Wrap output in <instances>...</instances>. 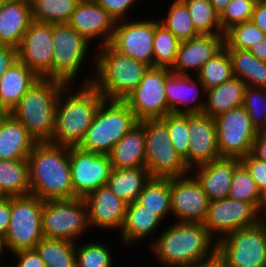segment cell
I'll return each mask as SVG.
<instances>
[{
  "label": "cell",
  "mask_w": 266,
  "mask_h": 267,
  "mask_svg": "<svg viewBox=\"0 0 266 267\" xmlns=\"http://www.w3.org/2000/svg\"><path fill=\"white\" fill-rule=\"evenodd\" d=\"M173 222L148 244L158 265L193 267L216 257L217 241L203 223Z\"/></svg>",
  "instance_id": "1"
},
{
  "label": "cell",
  "mask_w": 266,
  "mask_h": 267,
  "mask_svg": "<svg viewBox=\"0 0 266 267\" xmlns=\"http://www.w3.org/2000/svg\"><path fill=\"white\" fill-rule=\"evenodd\" d=\"M27 161L30 194L42 201L74 198L68 146L37 142Z\"/></svg>",
  "instance_id": "2"
},
{
  "label": "cell",
  "mask_w": 266,
  "mask_h": 267,
  "mask_svg": "<svg viewBox=\"0 0 266 267\" xmlns=\"http://www.w3.org/2000/svg\"><path fill=\"white\" fill-rule=\"evenodd\" d=\"M103 99L91 84L67 85L59 94L54 135L50 142L68 147L79 146Z\"/></svg>",
  "instance_id": "3"
},
{
  "label": "cell",
  "mask_w": 266,
  "mask_h": 267,
  "mask_svg": "<svg viewBox=\"0 0 266 267\" xmlns=\"http://www.w3.org/2000/svg\"><path fill=\"white\" fill-rule=\"evenodd\" d=\"M150 66L125 56L109 44L94 50L91 85L109 100H124L141 82Z\"/></svg>",
  "instance_id": "4"
},
{
  "label": "cell",
  "mask_w": 266,
  "mask_h": 267,
  "mask_svg": "<svg viewBox=\"0 0 266 267\" xmlns=\"http://www.w3.org/2000/svg\"><path fill=\"white\" fill-rule=\"evenodd\" d=\"M67 85L60 80L40 78L10 111L36 142L52 140L59 94Z\"/></svg>",
  "instance_id": "5"
},
{
  "label": "cell",
  "mask_w": 266,
  "mask_h": 267,
  "mask_svg": "<svg viewBox=\"0 0 266 267\" xmlns=\"http://www.w3.org/2000/svg\"><path fill=\"white\" fill-rule=\"evenodd\" d=\"M52 38V79L63 81L68 85L76 83L79 76L78 74H80L81 71H85L82 69L86 66V60L89 58L90 54L89 59H92L88 61L87 66L90 67L91 65L92 73L91 75H84L86 77L83 78V82H80V84H91L94 75L95 50L93 49L92 44L84 39L68 23L52 24ZM92 49L93 52L91 51Z\"/></svg>",
  "instance_id": "6"
},
{
  "label": "cell",
  "mask_w": 266,
  "mask_h": 267,
  "mask_svg": "<svg viewBox=\"0 0 266 267\" xmlns=\"http://www.w3.org/2000/svg\"><path fill=\"white\" fill-rule=\"evenodd\" d=\"M137 122L134 113L123 100L103 99L79 147L86 151L109 154Z\"/></svg>",
  "instance_id": "7"
},
{
  "label": "cell",
  "mask_w": 266,
  "mask_h": 267,
  "mask_svg": "<svg viewBox=\"0 0 266 267\" xmlns=\"http://www.w3.org/2000/svg\"><path fill=\"white\" fill-rule=\"evenodd\" d=\"M41 224L45 238L81 241V236L91 230L86 200L75 197L43 201Z\"/></svg>",
  "instance_id": "8"
},
{
  "label": "cell",
  "mask_w": 266,
  "mask_h": 267,
  "mask_svg": "<svg viewBox=\"0 0 266 267\" xmlns=\"http://www.w3.org/2000/svg\"><path fill=\"white\" fill-rule=\"evenodd\" d=\"M216 257L224 267H266V225L258 223L219 239Z\"/></svg>",
  "instance_id": "9"
},
{
  "label": "cell",
  "mask_w": 266,
  "mask_h": 267,
  "mask_svg": "<svg viewBox=\"0 0 266 267\" xmlns=\"http://www.w3.org/2000/svg\"><path fill=\"white\" fill-rule=\"evenodd\" d=\"M145 167L151 178H173L190 173L171 143L167 126L160 119L143 120Z\"/></svg>",
  "instance_id": "10"
},
{
  "label": "cell",
  "mask_w": 266,
  "mask_h": 267,
  "mask_svg": "<svg viewBox=\"0 0 266 267\" xmlns=\"http://www.w3.org/2000/svg\"><path fill=\"white\" fill-rule=\"evenodd\" d=\"M43 201L35 195L11 196V222L5 235L8 252L34 249L42 240Z\"/></svg>",
  "instance_id": "11"
},
{
  "label": "cell",
  "mask_w": 266,
  "mask_h": 267,
  "mask_svg": "<svg viewBox=\"0 0 266 267\" xmlns=\"http://www.w3.org/2000/svg\"><path fill=\"white\" fill-rule=\"evenodd\" d=\"M170 73L168 68L150 67L140 84L123 100L137 121L161 119L170 113L164 91L165 80Z\"/></svg>",
  "instance_id": "12"
},
{
  "label": "cell",
  "mask_w": 266,
  "mask_h": 267,
  "mask_svg": "<svg viewBox=\"0 0 266 267\" xmlns=\"http://www.w3.org/2000/svg\"><path fill=\"white\" fill-rule=\"evenodd\" d=\"M217 145L221 157L241 158L251 153L258 134L243 106L219 114L215 118Z\"/></svg>",
  "instance_id": "13"
},
{
  "label": "cell",
  "mask_w": 266,
  "mask_h": 267,
  "mask_svg": "<svg viewBox=\"0 0 266 267\" xmlns=\"http://www.w3.org/2000/svg\"><path fill=\"white\" fill-rule=\"evenodd\" d=\"M69 164L74 198H85L106 185L113 169L108 154L86 151L79 146L69 147Z\"/></svg>",
  "instance_id": "14"
},
{
  "label": "cell",
  "mask_w": 266,
  "mask_h": 267,
  "mask_svg": "<svg viewBox=\"0 0 266 267\" xmlns=\"http://www.w3.org/2000/svg\"><path fill=\"white\" fill-rule=\"evenodd\" d=\"M154 33V19L120 20L115 24L109 45L120 54L153 67Z\"/></svg>",
  "instance_id": "15"
},
{
  "label": "cell",
  "mask_w": 266,
  "mask_h": 267,
  "mask_svg": "<svg viewBox=\"0 0 266 267\" xmlns=\"http://www.w3.org/2000/svg\"><path fill=\"white\" fill-rule=\"evenodd\" d=\"M259 223L258 209L251 203L230 198L210 201L203 225L218 241L227 234Z\"/></svg>",
  "instance_id": "16"
},
{
  "label": "cell",
  "mask_w": 266,
  "mask_h": 267,
  "mask_svg": "<svg viewBox=\"0 0 266 267\" xmlns=\"http://www.w3.org/2000/svg\"><path fill=\"white\" fill-rule=\"evenodd\" d=\"M170 190L171 212L175 222L205 221L210 200L192 174L170 178Z\"/></svg>",
  "instance_id": "17"
},
{
  "label": "cell",
  "mask_w": 266,
  "mask_h": 267,
  "mask_svg": "<svg viewBox=\"0 0 266 267\" xmlns=\"http://www.w3.org/2000/svg\"><path fill=\"white\" fill-rule=\"evenodd\" d=\"M52 24L33 21L17 48V60L40 78L52 79Z\"/></svg>",
  "instance_id": "18"
},
{
  "label": "cell",
  "mask_w": 266,
  "mask_h": 267,
  "mask_svg": "<svg viewBox=\"0 0 266 267\" xmlns=\"http://www.w3.org/2000/svg\"><path fill=\"white\" fill-rule=\"evenodd\" d=\"M68 24L90 44L105 46L110 43L116 20L96 1H79ZM97 39V40H96Z\"/></svg>",
  "instance_id": "19"
},
{
  "label": "cell",
  "mask_w": 266,
  "mask_h": 267,
  "mask_svg": "<svg viewBox=\"0 0 266 267\" xmlns=\"http://www.w3.org/2000/svg\"><path fill=\"white\" fill-rule=\"evenodd\" d=\"M193 77L173 72L167 76L164 91L170 113L203 114L206 90L197 76Z\"/></svg>",
  "instance_id": "20"
},
{
  "label": "cell",
  "mask_w": 266,
  "mask_h": 267,
  "mask_svg": "<svg viewBox=\"0 0 266 267\" xmlns=\"http://www.w3.org/2000/svg\"><path fill=\"white\" fill-rule=\"evenodd\" d=\"M191 135L188 150V170L220 158L215 119L205 114H188Z\"/></svg>",
  "instance_id": "21"
},
{
  "label": "cell",
  "mask_w": 266,
  "mask_h": 267,
  "mask_svg": "<svg viewBox=\"0 0 266 267\" xmlns=\"http://www.w3.org/2000/svg\"><path fill=\"white\" fill-rule=\"evenodd\" d=\"M88 223L92 229L120 231L126 216L127 203L119 199L107 185L92 191L85 198ZM95 226V227H94Z\"/></svg>",
  "instance_id": "22"
},
{
  "label": "cell",
  "mask_w": 266,
  "mask_h": 267,
  "mask_svg": "<svg viewBox=\"0 0 266 267\" xmlns=\"http://www.w3.org/2000/svg\"><path fill=\"white\" fill-rule=\"evenodd\" d=\"M224 46V35H202L181 41L171 72L196 76L204 63ZM192 72V73H190Z\"/></svg>",
  "instance_id": "23"
},
{
  "label": "cell",
  "mask_w": 266,
  "mask_h": 267,
  "mask_svg": "<svg viewBox=\"0 0 266 267\" xmlns=\"http://www.w3.org/2000/svg\"><path fill=\"white\" fill-rule=\"evenodd\" d=\"M239 164V158L220 157L208 164L195 167L190 173L199 182L209 200L215 201L228 197L232 177Z\"/></svg>",
  "instance_id": "24"
},
{
  "label": "cell",
  "mask_w": 266,
  "mask_h": 267,
  "mask_svg": "<svg viewBox=\"0 0 266 267\" xmlns=\"http://www.w3.org/2000/svg\"><path fill=\"white\" fill-rule=\"evenodd\" d=\"M33 22L30 0H7L0 7V45L18 48Z\"/></svg>",
  "instance_id": "25"
},
{
  "label": "cell",
  "mask_w": 266,
  "mask_h": 267,
  "mask_svg": "<svg viewBox=\"0 0 266 267\" xmlns=\"http://www.w3.org/2000/svg\"><path fill=\"white\" fill-rule=\"evenodd\" d=\"M164 223L156 214L146 209L137 201L127 205L124 224L118 232L121 245L134 247L141 241L151 237L150 244L154 241L152 234H157V229ZM151 235V236H150ZM135 243V244H134Z\"/></svg>",
  "instance_id": "26"
},
{
  "label": "cell",
  "mask_w": 266,
  "mask_h": 267,
  "mask_svg": "<svg viewBox=\"0 0 266 267\" xmlns=\"http://www.w3.org/2000/svg\"><path fill=\"white\" fill-rule=\"evenodd\" d=\"M36 143L10 113L0 117V160L27 159Z\"/></svg>",
  "instance_id": "27"
},
{
  "label": "cell",
  "mask_w": 266,
  "mask_h": 267,
  "mask_svg": "<svg viewBox=\"0 0 266 267\" xmlns=\"http://www.w3.org/2000/svg\"><path fill=\"white\" fill-rule=\"evenodd\" d=\"M39 79L40 77L27 65L15 61L0 77V109L4 113H10Z\"/></svg>",
  "instance_id": "28"
},
{
  "label": "cell",
  "mask_w": 266,
  "mask_h": 267,
  "mask_svg": "<svg viewBox=\"0 0 266 267\" xmlns=\"http://www.w3.org/2000/svg\"><path fill=\"white\" fill-rule=\"evenodd\" d=\"M112 168L145 167V134L143 120L133 127L113 146L108 154Z\"/></svg>",
  "instance_id": "29"
},
{
  "label": "cell",
  "mask_w": 266,
  "mask_h": 267,
  "mask_svg": "<svg viewBox=\"0 0 266 267\" xmlns=\"http://www.w3.org/2000/svg\"><path fill=\"white\" fill-rule=\"evenodd\" d=\"M246 87L247 85L240 78L233 77L207 90L203 114L215 118L219 114L242 106Z\"/></svg>",
  "instance_id": "30"
},
{
  "label": "cell",
  "mask_w": 266,
  "mask_h": 267,
  "mask_svg": "<svg viewBox=\"0 0 266 267\" xmlns=\"http://www.w3.org/2000/svg\"><path fill=\"white\" fill-rule=\"evenodd\" d=\"M150 178L146 167L113 168L106 185L119 199L131 204L137 201L144 185Z\"/></svg>",
  "instance_id": "31"
},
{
  "label": "cell",
  "mask_w": 266,
  "mask_h": 267,
  "mask_svg": "<svg viewBox=\"0 0 266 267\" xmlns=\"http://www.w3.org/2000/svg\"><path fill=\"white\" fill-rule=\"evenodd\" d=\"M231 59L233 75L247 86L266 89V62L248 50L226 49Z\"/></svg>",
  "instance_id": "32"
},
{
  "label": "cell",
  "mask_w": 266,
  "mask_h": 267,
  "mask_svg": "<svg viewBox=\"0 0 266 267\" xmlns=\"http://www.w3.org/2000/svg\"><path fill=\"white\" fill-rule=\"evenodd\" d=\"M30 194L27 159L0 160V195L3 197Z\"/></svg>",
  "instance_id": "33"
},
{
  "label": "cell",
  "mask_w": 266,
  "mask_h": 267,
  "mask_svg": "<svg viewBox=\"0 0 266 267\" xmlns=\"http://www.w3.org/2000/svg\"><path fill=\"white\" fill-rule=\"evenodd\" d=\"M137 202L156 214L163 222L167 216L172 217L170 178H150Z\"/></svg>",
  "instance_id": "34"
},
{
  "label": "cell",
  "mask_w": 266,
  "mask_h": 267,
  "mask_svg": "<svg viewBox=\"0 0 266 267\" xmlns=\"http://www.w3.org/2000/svg\"><path fill=\"white\" fill-rule=\"evenodd\" d=\"M34 249L45 267H76L75 242L43 237Z\"/></svg>",
  "instance_id": "35"
},
{
  "label": "cell",
  "mask_w": 266,
  "mask_h": 267,
  "mask_svg": "<svg viewBox=\"0 0 266 267\" xmlns=\"http://www.w3.org/2000/svg\"><path fill=\"white\" fill-rule=\"evenodd\" d=\"M181 41L155 19L153 40V67L172 69L176 62Z\"/></svg>",
  "instance_id": "36"
},
{
  "label": "cell",
  "mask_w": 266,
  "mask_h": 267,
  "mask_svg": "<svg viewBox=\"0 0 266 267\" xmlns=\"http://www.w3.org/2000/svg\"><path fill=\"white\" fill-rule=\"evenodd\" d=\"M80 0H30L33 21L68 23Z\"/></svg>",
  "instance_id": "37"
},
{
  "label": "cell",
  "mask_w": 266,
  "mask_h": 267,
  "mask_svg": "<svg viewBox=\"0 0 266 267\" xmlns=\"http://www.w3.org/2000/svg\"><path fill=\"white\" fill-rule=\"evenodd\" d=\"M196 76L206 91L231 80L234 75L228 51L223 47L204 63Z\"/></svg>",
  "instance_id": "38"
},
{
  "label": "cell",
  "mask_w": 266,
  "mask_h": 267,
  "mask_svg": "<svg viewBox=\"0 0 266 267\" xmlns=\"http://www.w3.org/2000/svg\"><path fill=\"white\" fill-rule=\"evenodd\" d=\"M188 8L191 20L199 34L224 35L219 14L209 0H182Z\"/></svg>",
  "instance_id": "39"
},
{
  "label": "cell",
  "mask_w": 266,
  "mask_h": 267,
  "mask_svg": "<svg viewBox=\"0 0 266 267\" xmlns=\"http://www.w3.org/2000/svg\"><path fill=\"white\" fill-rule=\"evenodd\" d=\"M167 15L159 19L180 41L189 40L200 34L196 31L188 8L182 0H173L167 9Z\"/></svg>",
  "instance_id": "40"
},
{
  "label": "cell",
  "mask_w": 266,
  "mask_h": 267,
  "mask_svg": "<svg viewBox=\"0 0 266 267\" xmlns=\"http://www.w3.org/2000/svg\"><path fill=\"white\" fill-rule=\"evenodd\" d=\"M79 244V245H78ZM75 243L76 267H113L111 248L102 242L92 241Z\"/></svg>",
  "instance_id": "41"
},
{
  "label": "cell",
  "mask_w": 266,
  "mask_h": 267,
  "mask_svg": "<svg viewBox=\"0 0 266 267\" xmlns=\"http://www.w3.org/2000/svg\"><path fill=\"white\" fill-rule=\"evenodd\" d=\"M160 120L167 126L171 143L188 168V150L191 137L188 130V114L168 113Z\"/></svg>",
  "instance_id": "42"
},
{
  "label": "cell",
  "mask_w": 266,
  "mask_h": 267,
  "mask_svg": "<svg viewBox=\"0 0 266 267\" xmlns=\"http://www.w3.org/2000/svg\"><path fill=\"white\" fill-rule=\"evenodd\" d=\"M266 37L251 20L233 25L224 33V48L249 50Z\"/></svg>",
  "instance_id": "43"
},
{
  "label": "cell",
  "mask_w": 266,
  "mask_h": 267,
  "mask_svg": "<svg viewBox=\"0 0 266 267\" xmlns=\"http://www.w3.org/2000/svg\"><path fill=\"white\" fill-rule=\"evenodd\" d=\"M228 198L253 204L257 209L261 192L246 168L240 163L234 171Z\"/></svg>",
  "instance_id": "44"
},
{
  "label": "cell",
  "mask_w": 266,
  "mask_h": 267,
  "mask_svg": "<svg viewBox=\"0 0 266 267\" xmlns=\"http://www.w3.org/2000/svg\"><path fill=\"white\" fill-rule=\"evenodd\" d=\"M242 106L257 131H266V89L247 86Z\"/></svg>",
  "instance_id": "45"
},
{
  "label": "cell",
  "mask_w": 266,
  "mask_h": 267,
  "mask_svg": "<svg viewBox=\"0 0 266 267\" xmlns=\"http://www.w3.org/2000/svg\"><path fill=\"white\" fill-rule=\"evenodd\" d=\"M255 4V0H231L219 15L222 30L225 32L233 25L249 21Z\"/></svg>",
  "instance_id": "46"
},
{
  "label": "cell",
  "mask_w": 266,
  "mask_h": 267,
  "mask_svg": "<svg viewBox=\"0 0 266 267\" xmlns=\"http://www.w3.org/2000/svg\"><path fill=\"white\" fill-rule=\"evenodd\" d=\"M240 163L249 172L261 194L266 191V162L248 153L240 158Z\"/></svg>",
  "instance_id": "47"
},
{
  "label": "cell",
  "mask_w": 266,
  "mask_h": 267,
  "mask_svg": "<svg viewBox=\"0 0 266 267\" xmlns=\"http://www.w3.org/2000/svg\"><path fill=\"white\" fill-rule=\"evenodd\" d=\"M115 20H126L131 18V8L138 4L140 0H96ZM129 12V13H128ZM127 17V18H126Z\"/></svg>",
  "instance_id": "48"
},
{
  "label": "cell",
  "mask_w": 266,
  "mask_h": 267,
  "mask_svg": "<svg viewBox=\"0 0 266 267\" xmlns=\"http://www.w3.org/2000/svg\"><path fill=\"white\" fill-rule=\"evenodd\" d=\"M12 254L17 260V264L12 265L13 267H45V263L35 249L19 250Z\"/></svg>",
  "instance_id": "49"
},
{
  "label": "cell",
  "mask_w": 266,
  "mask_h": 267,
  "mask_svg": "<svg viewBox=\"0 0 266 267\" xmlns=\"http://www.w3.org/2000/svg\"><path fill=\"white\" fill-rule=\"evenodd\" d=\"M11 222V197H0V234L6 235Z\"/></svg>",
  "instance_id": "50"
},
{
  "label": "cell",
  "mask_w": 266,
  "mask_h": 267,
  "mask_svg": "<svg viewBox=\"0 0 266 267\" xmlns=\"http://www.w3.org/2000/svg\"><path fill=\"white\" fill-rule=\"evenodd\" d=\"M17 61V49L0 45V77Z\"/></svg>",
  "instance_id": "51"
},
{
  "label": "cell",
  "mask_w": 266,
  "mask_h": 267,
  "mask_svg": "<svg viewBox=\"0 0 266 267\" xmlns=\"http://www.w3.org/2000/svg\"><path fill=\"white\" fill-rule=\"evenodd\" d=\"M250 20L266 34V0L256 2Z\"/></svg>",
  "instance_id": "52"
},
{
  "label": "cell",
  "mask_w": 266,
  "mask_h": 267,
  "mask_svg": "<svg viewBox=\"0 0 266 267\" xmlns=\"http://www.w3.org/2000/svg\"><path fill=\"white\" fill-rule=\"evenodd\" d=\"M251 154L266 162V131H258L252 145Z\"/></svg>",
  "instance_id": "53"
},
{
  "label": "cell",
  "mask_w": 266,
  "mask_h": 267,
  "mask_svg": "<svg viewBox=\"0 0 266 267\" xmlns=\"http://www.w3.org/2000/svg\"><path fill=\"white\" fill-rule=\"evenodd\" d=\"M257 59L266 62V37L254 44L249 50Z\"/></svg>",
  "instance_id": "54"
},
{
  "label": "cell",
  "mask_w": 266,
  "mask_h": 267,
  "mask_svg": "<svg viewBox=\"0 0 266 267\" xmlns=\"http://www.w3.org/2000/svg\"><path fill=\"white\" fill-rule=\"evenodd\" d=\"M258 218L259 223L266 225V191L261 194V201L258 207Z\"/></svg>",
  "instance_id": "55"
},
{
  "label": "cell",
  "mask_w": 266,
  "mask_h": 267,
  "mask_svg": "<svg viewBox=\"0 0 266 267\" xmlns=\"http://www.w3.org/2000/svg\"><path fill=\"white\" fill-rule=\"evenodd\" d=\"M214 10L220 15L231 0H209Z\"/></svg>",
  "instance_id": "56"
},
{
  "label": "cell",
  "mask_w": 266,
  "mask_h": 267,
  "mask_svg": "<svg viewBox=\"0 0 266 267\" xmlns=\"http://www.w3.org/2000/svg\"><path fill=\"white\" fill-rule=\"evenodd\" d=\"M193 267H224V265L217 257H215L212 260L198 264V265L193 266Z\"/></svg>",
  "instance_id": "57"
},
{
  "label": "cell",
  "mask_w": 266,
  "mask_h": 267,
  "mask_svg": "<svg viewBox=\"0 0 266 267\" xmlns=\"http://www.w3.org/2000/svg\"><path fill=\"white\" fill-rule=\"evenodd\" d=\"M8 252L7 246H6V241H5V236L0 234V258L2 259V257L4 258L5 253L4 252ZM4 253V254H3ZM0 259V261H2ZM3 264L2 262L0 263V265Z\"/></svg>",
  "instance_id": "58"
},
{
  "label": "cell",
  "mask_w": 266,
  "mask_h": 267,
  "mask_svg": "<svg viewBox=\"0 0 266 267\" xmlns=\"http://www.w3.org/2000/svg\"><path fill=\"white\" fill-rule=\"evenodd\" d=\"M3 263H4V265L1 264L0 267H13V266H12V263H13V262L8 263V264H5V262L3 261Z\"/></svg>",
  "instance_id": "59"
},
{
  "label": "cell",
  "mask_w": 266,
  "mask_h": 267,
  "mask_svg": "<svg viewBox=\"0 0 266 267\" xmlns=\"http://www.w3.org/2000/svg\"><path fill=\"white\" fill-rule=\"evenodd\" d=\"M7 0H0V7L4 4V2Z\"/></svg>",
  "instance_id": "60"
},
{
  "label": "cell",
  "mask_w": 266,
  "mask_h": 267,
  "mask_svg": "<svg viewBox=\"0 0 266 267\" xmlns=\"http://www.w3.org/2000/svg\"><path fill=\"white\" fill-rule=\"evenodd\" d=\"M4 114V112L0 109V117Z\"/></svg>",
  "instance_id": "61"
}]
</instances>
